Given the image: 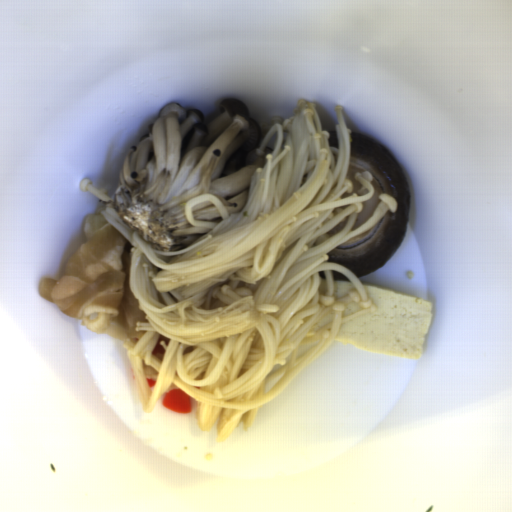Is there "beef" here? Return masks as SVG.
<instances>
[{
  "label": "beef",
  "instance_id": "beef-1",
  "mask_svg": "<svg viewBox=\"0 0 512 512\" xmlns=\"http://www.w3.org/2000/svg\"><path fill=\"white\" fill-rule=\"evenodd\" d=\"M83 234L86 241L63 276L42 279L39 295L67 317L81 319L86 328L138 346L147 331H135L136 324L147 323L148 316L129 283L134 246L99 212L84 218Z\"/></svg>",
  "mask_w": 512,
  "mask_h": 512
}]
</instances>
